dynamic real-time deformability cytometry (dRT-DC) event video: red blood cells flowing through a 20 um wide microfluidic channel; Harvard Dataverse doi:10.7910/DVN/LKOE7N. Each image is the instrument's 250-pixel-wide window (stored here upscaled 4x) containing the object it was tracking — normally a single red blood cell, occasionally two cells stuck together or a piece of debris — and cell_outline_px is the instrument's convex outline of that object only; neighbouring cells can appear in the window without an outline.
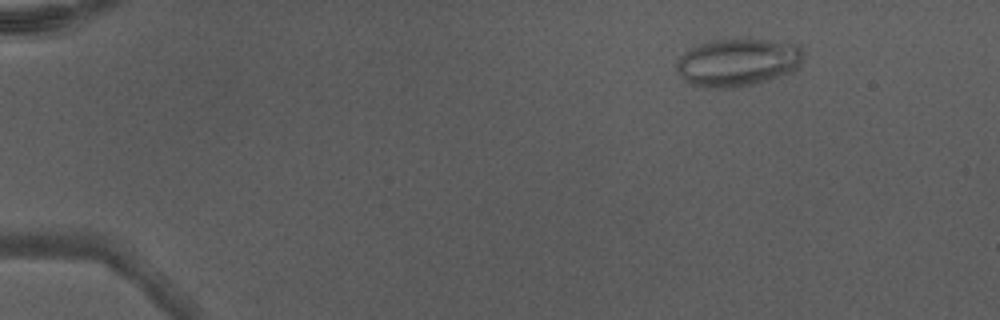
{"species": "Egyptian fruit bat (a non-hibernating species)", "species_latin": "Rousettus aegyptiacus", "temperature_condition": "warm", "stored_images_in_passage": 50, "camera_frame_rate_fps": 3000, "um_per_image_px": 0.085, "animal": {"sex": "male"}, "frame": {"image": 1, "passage_image": 8, "time_ms": 2.333, "image_size_px": [1000, 320], "cell_outline_px": [[800, 60], [796, 68], [788, 72], [752, 84], [736, 88], [704, 88], [692, 84], [684, 80], [676, 72], [676, 64], [680, 56], [692, 48], [700, 44], [716, 40], [768, 40], [796, 44], [800, 48]], "centroid_in_image_um": [62.62, 5.32], "position_along_channel_um": 22.4, "area_um2": 34.45}, "authors_computed_cell_mechanics": {"area_um2": 28.0041, "velocity_mm_per_s": 4.3953, "shape_relaxation_time_tau1_ms": null, "shape_relaxation_time_tau2_ms": 0.8658, "deformation_change_tau1": null, "deformation_change_tau2": 0.0852}}